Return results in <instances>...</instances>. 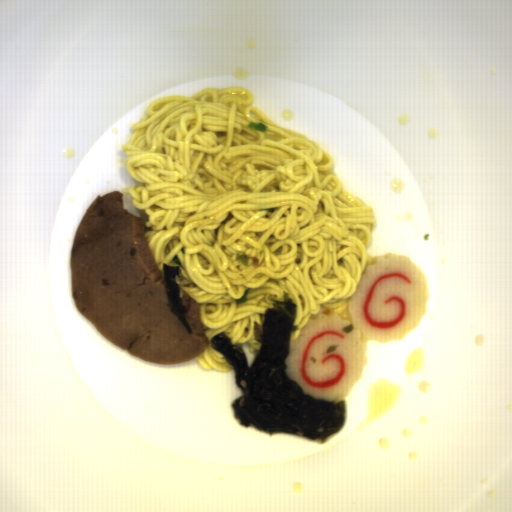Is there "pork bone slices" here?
<instances>
[{
    "label": "pork bone slices",
    "instance_id": "d1f655de",
    "mask_svg": "<svg viewBox=\"0 0 512 512\" xmlns=\"http://www.w3.org/2000/svg\"><path fill=\"white\" fill-rule=\"evenodd\" d=\"M164 274L145 235L144 217L124 208V194H99L81 217L70 252L75 307L111 344L150 363L177 365L210 345L199 302L179 288L186 319L168 307Z\"/></svg>",
    "mask_w": 512,
    "mask_h": 512
}]
</instances>
